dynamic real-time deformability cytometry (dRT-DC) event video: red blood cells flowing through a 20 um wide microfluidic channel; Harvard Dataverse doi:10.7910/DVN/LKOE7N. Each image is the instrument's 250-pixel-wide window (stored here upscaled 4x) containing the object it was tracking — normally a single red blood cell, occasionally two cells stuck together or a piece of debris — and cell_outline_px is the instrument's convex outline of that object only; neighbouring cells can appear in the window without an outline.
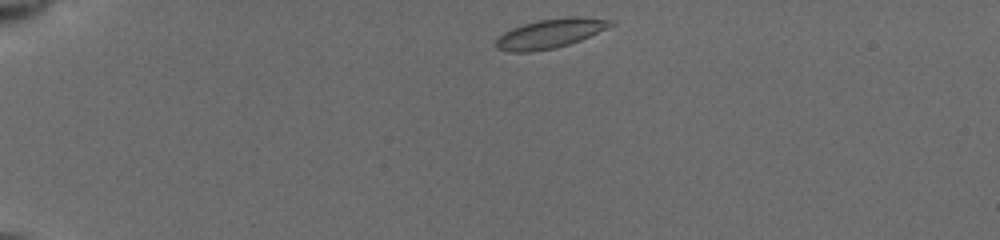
{"species": "common noctule bat (a hibernating species)", "species_latin": "Nyctalus noctula", "temperature_condition": "cold", "stored_images_in_passage": 42, "camera_frame_rate_fps": 3000, "um_per_image_px": 0.085, "animal": {"sex": "female", "body_mass_g": 19.5, "forearm_length_mm": 54.1}, "frame": {"image": 1, "passage_image": 1, "time_ms": 0.0, "image_size_px": [1000, 240], "cell_outline_px": [[616, 24], [608, 28], [580, 40], [556, 48], [532, 52], [508, 52], [496, 48], [496, 40], [504, 32], [512, 28], [524, 24], [540, 20], [564, 16], [580, 16], [616, 20]], "centroid_in_image_um": [46.82, 2.84], "position_along_channel_um": 38.2, "area_um2": 19.77}}
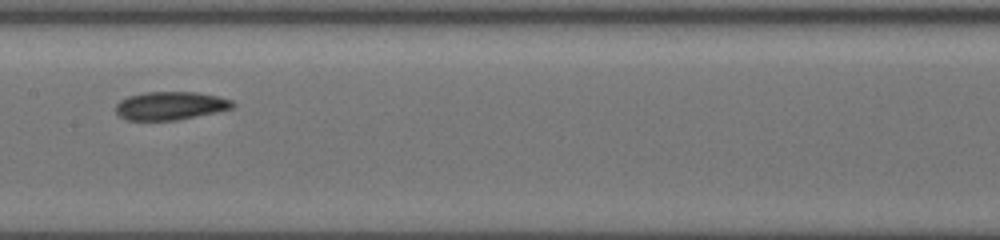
{"frame": {"image": 2, "passage_image": 18, "time_ms": 5.667, "image_size_px": [1000, 240], "cell_outline_px": [[236, 104], [232, 108], [216, 112], [176, 120], [128, 120], [120, 116], [116, 112], [116, 104], [120, 100], [128, 96], [144, 92], [196, 92], [216, 96], [232, 100]], "centroid_in_image_um": [14.47, 8.98], "position_along_channel_um": 192.9, "area_um2": 19.13}}
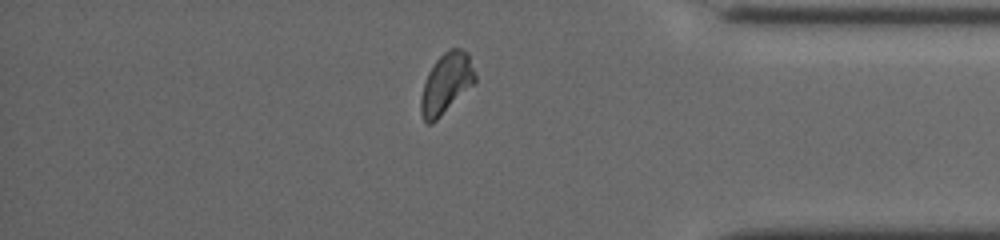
{"frame": {"image": 3, "passage_image": 35, "time_ms": 11.333, "image_size_px": [1000, 240], "cell_outline_px": [[476, 80], [432, 124], [428, 124], [424, 120], [420, 112], [420, 100], [424, 84], [428, 72], [436, 60], [448, 48], [460, 48], [468, 52], [476, 76]], "centroid_in_image_um": [37.91, 7.06], "position_along_channel_um": 397.3, "area_um2": 18.73}, "authors_computed_cell_mechanics": {"area_um2": 18.8139, "velocity_mm_per_s": 3.8926, "shape_relaxation_time_tau1_ms": 7.9473, "shape_relaxation_time_tau2_ms": 3.3422, "deformation_change_tau1": 0.1252, "deformation_change_tau2": 0.0717}}